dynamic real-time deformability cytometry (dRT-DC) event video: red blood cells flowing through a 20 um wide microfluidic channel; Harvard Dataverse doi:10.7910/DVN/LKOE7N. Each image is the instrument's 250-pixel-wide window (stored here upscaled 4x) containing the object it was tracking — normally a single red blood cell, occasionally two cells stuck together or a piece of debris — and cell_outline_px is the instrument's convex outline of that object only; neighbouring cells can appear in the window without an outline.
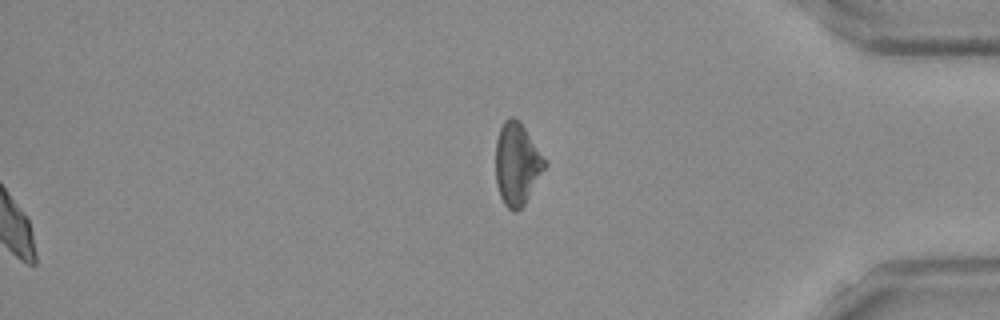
{"species": "Egyptian fruit bat (a non-hibernating species)", "species_latin": "Rousettus aegyptiacus", "temperature_condition": "room temperature", "stored_images_in_passage": 41, "segment_of_instrument_passage": [2, 2], "camera_frame_rate_fps": 3000, "um_per_image_px": 0.085, "frame": {"image": 1, "passage_image": 41, "time_ms": 13.333, "image_size_px": [1000, 320], "cell_outline_px": [[548, 164], [524, 204], [516, 212], [512, 212], [504, 204], [500, 196], [496, 184], [496, 140], [500, 128], [504, 120], [512, 116], [524, 128]], "centroid_in_image_um": [43.93, 13.97], "position_along_channel_um": 391.3, "area_um2": 23.18}}